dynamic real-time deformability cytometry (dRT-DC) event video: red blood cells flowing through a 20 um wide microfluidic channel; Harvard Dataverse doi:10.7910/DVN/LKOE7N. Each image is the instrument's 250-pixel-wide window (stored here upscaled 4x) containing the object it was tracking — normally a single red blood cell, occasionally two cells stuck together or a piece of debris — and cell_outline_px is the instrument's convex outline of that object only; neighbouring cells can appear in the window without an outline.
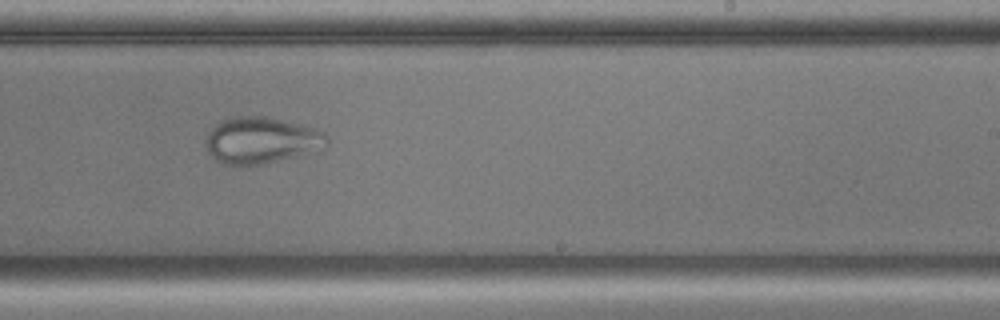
{"species": "common noctule bat (a hibernating species)", "species_latin": "Nyctalus noctula", "temperature_condition": "cold", "stored_images_in_passage": 54, "camera_frame_rate_fps": 3000, "um_per_image_px": 0.085, "animal": {"sex": "male", "body_mass_g": 17.9, "forearm_length_mm": 54.2}, "frame": {"image": 1, "passage_image": 33, "time_ms": 10.667, "image_size_px": [1000, 320], "cell_outline_px": [[328, 144], [292, 156], [264, 164], [220, 164], [208, 152], [208, 132], [216, 124], [232, 116], [268, 116], [316, 128], [324, 132], [328, 136]], "centroid_in_image_um": [22.19, 11.89], "position_along_channel_um": 266.8, "area_um2": 32.08}}
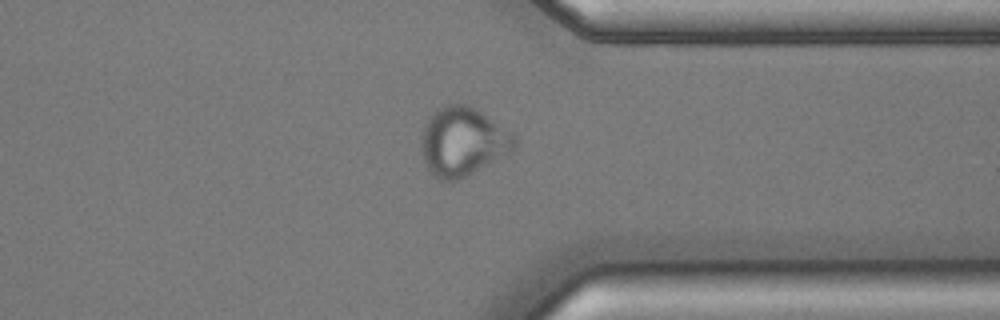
{"frame": {"image": 2, "passage_image": 42, "time_ms": 13.667, "image_size_px": [1000, 320], "cell_outline_px": [[516, 148], [512, 152], [456, 180], [440, 180], [432, 176], [424, 160], [420, 144], [424, 124], [428, 116], [436, 108], [444, 104], [468, 104], [476, 108], [512, 132], [516, 136]], "centroid_in_image_um": [39.32, 12.0], "position_along_channel_um": 372.1, "area_um2": 37.51}}